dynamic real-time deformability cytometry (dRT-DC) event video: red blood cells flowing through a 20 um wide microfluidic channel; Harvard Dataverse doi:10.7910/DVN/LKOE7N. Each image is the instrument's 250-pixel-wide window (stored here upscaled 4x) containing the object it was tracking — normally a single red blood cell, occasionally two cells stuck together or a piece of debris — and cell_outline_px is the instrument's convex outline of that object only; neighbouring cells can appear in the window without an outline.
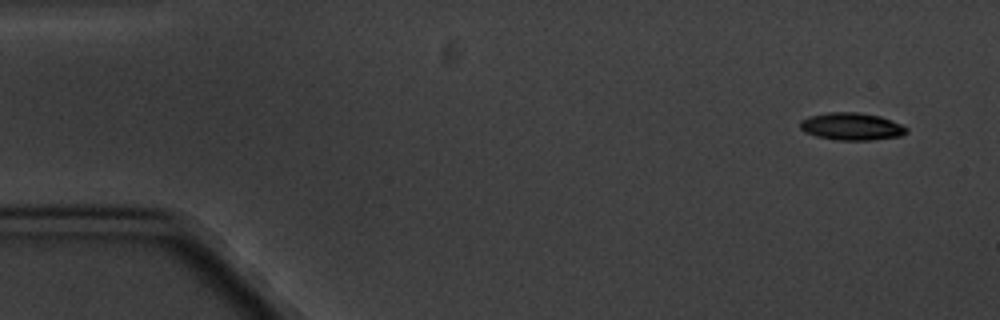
{"species": "common noctule bat (a hibernating species)", "species_latin": "Nyctalus noctula", "temperature_condition": "cold", "stored_images_in_passage": 4, "camera_frame_rate_fps": 3000, "um_per_image_px": 0.085, "animal": {"sex": "male", "body_mass_g": 20.1, "forearm_length_mm": 53.5}, "frame": {"image": 1, "passage_image": 1, "time_ms": 0.0, "image_size_px": [1000, 320], "cell_outline_px": [[908, 132], [900, 136], [872, 140], [836, 140], [816, 136], [804, 132], [800, 128], [800, 120], [808, 116], [828, 112], [860, 112], [880, 116], [900, 124], [908, 128]], "centroid_in_image_um": [72.36, 10.75], "position_along_channel_um": 12.6, "area_um2": 17.11}}
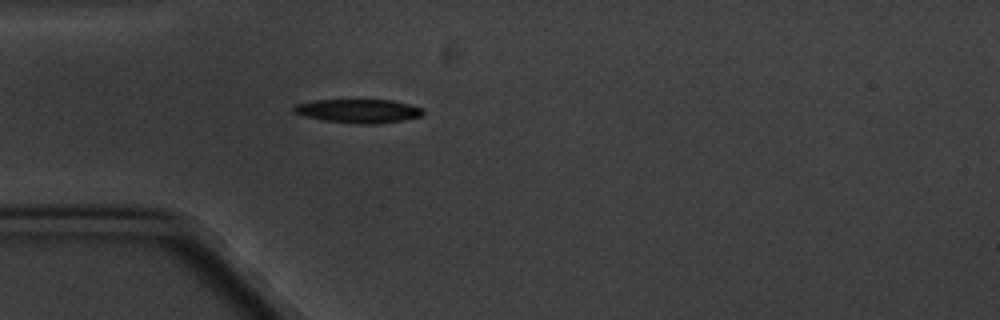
{"frame": {"image": 2, "passage_image": 4, "time_ms": 4.333, "image_size_px": [1000, 320], "cell_outline_px": [[424, 116], [404, 120], [376, 124], [356, 124], [324, 120], [304, 116], [292, 112], [292, 108], [296, 104], [312, 100], [392, 100], [424, 108]], "centroid_in_image_um": [30.48, 9.44], "position_along_channel_um": 54.5, "area_um2": 18.09}}